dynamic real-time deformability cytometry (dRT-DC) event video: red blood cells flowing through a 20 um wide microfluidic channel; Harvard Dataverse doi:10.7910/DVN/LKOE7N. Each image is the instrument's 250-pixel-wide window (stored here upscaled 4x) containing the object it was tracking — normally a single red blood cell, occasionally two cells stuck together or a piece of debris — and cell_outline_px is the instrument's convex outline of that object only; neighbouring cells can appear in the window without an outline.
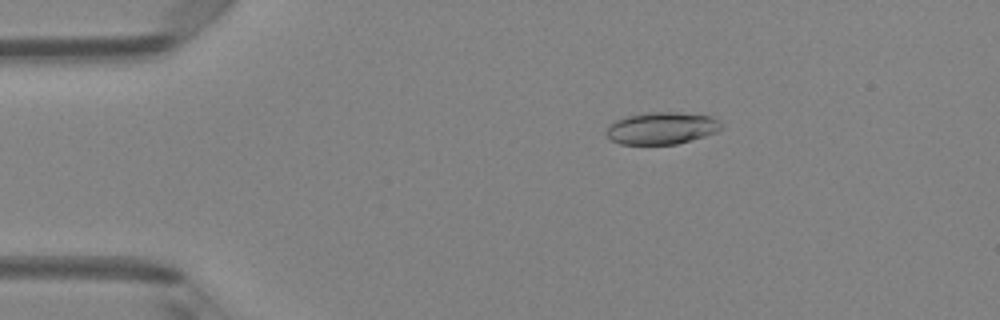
{"species": "Egyptian fruit bat (a non-hibernating species)", "species_latin": "Rousettus aegyptiacus", "temperature_condition": "room temperature", "stored_images_in_passage": 5, "camera_frame_rate_fps": 3000, "um_per_image_px": 0.085, "animal": {"sex": "female"}, "frame": {"image": 1, "passage_image": 3, "time_ms": 0.667, "image_size_px": [1000, 320], "cell_outline_px": [[720, 128], [716, 132], [704, 136], [676, 144], [620, 144], [612, 140], [604, 132], [608, 124], [616, 120], [628, 116], [648, 112], [680, 112], [712, 116], [720, 124]], "centroid_in_image_um": [56.19, 10.89], "position_along_channel_um": 28.8, "area_um2": 21.39}}
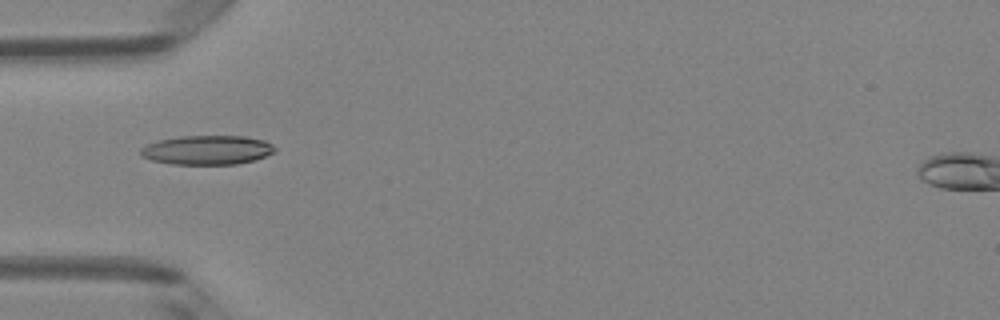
{"frame": {"image": 2, "passage_image": 5, "time_ms": 1.333, "image_size_px": [1000, 320], "cell_outline_px": [[276, 148], [272, 152], [264, 156], [252, 160], [236, 164], [172, 164], [152, 160], [140, 156], [140, 148], [148, 144], [160, 140], [180, 136], [244, 136], [264, 140], [272, 144]], "centroid_in_image_um": [17.58, 12.74], "position_along_channel_um": 67.4, "area_um2": 22.66}}